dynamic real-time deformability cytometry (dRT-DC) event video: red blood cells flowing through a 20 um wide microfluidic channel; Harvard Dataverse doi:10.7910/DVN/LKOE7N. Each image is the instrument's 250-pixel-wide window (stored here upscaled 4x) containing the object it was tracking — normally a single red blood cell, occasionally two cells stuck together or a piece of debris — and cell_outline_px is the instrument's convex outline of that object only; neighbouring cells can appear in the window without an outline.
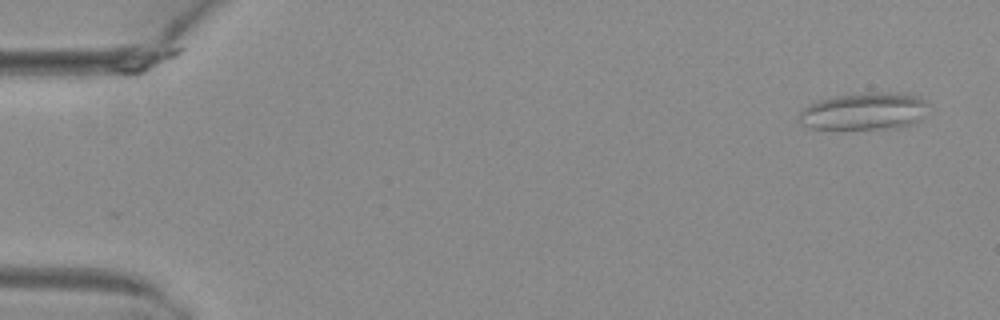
{"species": "common noctule bat (a hibernating species)", "species_latin": "Nyctalus noctula", "temperature_condition": "warm", "stored_images_in_passage": 5, "camera_frame_rate_fps": 3000, "um_per_image_px": 0.085, "animal": {"sex": "female", "body_mass_g": 29.2, "forearm_length_mm": 56.3}, "frame": {"image": 1, "passage_image": 5, "time_ms": 1.333, "image_size_px": [1000, 320], "cell_outline_px": [[928, 104], [920, 120], [912, 124], [896, 128], [812, 128], [804, 124], [800, 120], [800, 112], [804, 108], [820, 100], [836, 96], [864, 92], [880, 92], [920, 96]], "centroid_in_image_um": [73.5, 9.45], "position_along_channel_um": 11.5, "area_um2": 27.46}}